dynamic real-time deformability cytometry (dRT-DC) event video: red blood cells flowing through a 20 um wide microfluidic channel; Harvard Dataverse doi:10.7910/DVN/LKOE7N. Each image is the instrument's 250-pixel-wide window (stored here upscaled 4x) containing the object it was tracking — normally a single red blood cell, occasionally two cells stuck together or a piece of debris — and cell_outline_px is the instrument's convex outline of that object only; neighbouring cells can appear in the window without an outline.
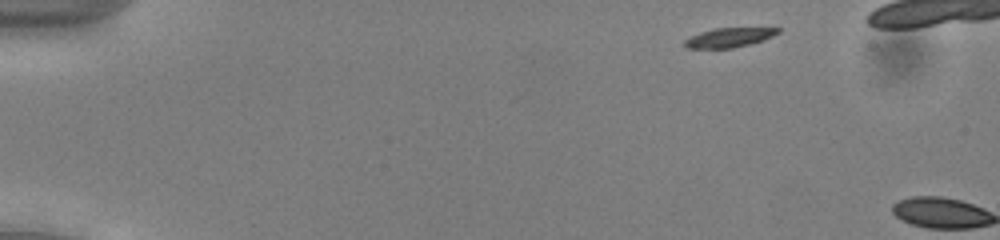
{"species": "common noctule bat (a hibernating species)", "species_latin": "Nyctalus noctula", "temperature_condition": "cold", "stored_images_in_passage": 3, "camera_frame_rate_fps": 3000, "um_per_image_px": 0.085, "animal": {"sex": "male", "body_mass_g": 13.0, "forearm_length_mm": 53.1}, "frame": {"image": 1, "passage_image": 1, "time_ms": 0.0, "image_size_px": [1000, 240], "cell_outline_px": [[780, 32], [764, 40], [732, 48], [684, 48], [684, 40], [700, 32], [712, 28], [780, 28]], "centroid_in_image_um": [61.95, 3.19], "position_along_channel_um": 23.1, "area_um2": 10.46}}